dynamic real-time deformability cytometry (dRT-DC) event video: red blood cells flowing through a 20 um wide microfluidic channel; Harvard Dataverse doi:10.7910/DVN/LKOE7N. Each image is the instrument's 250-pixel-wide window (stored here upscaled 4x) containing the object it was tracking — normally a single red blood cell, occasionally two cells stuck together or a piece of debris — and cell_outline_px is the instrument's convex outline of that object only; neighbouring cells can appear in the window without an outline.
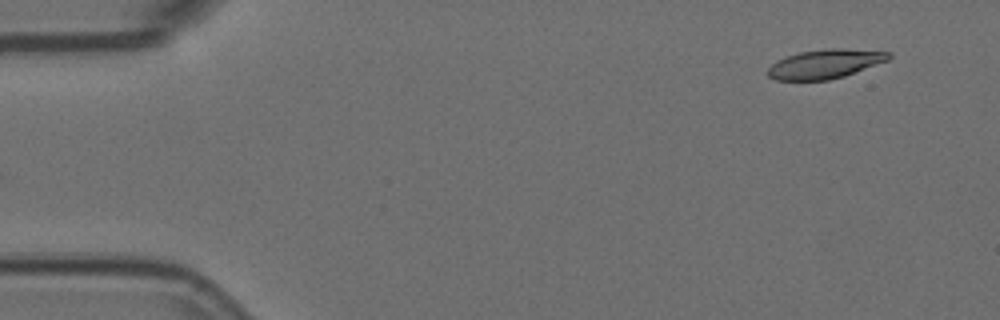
{"species": "Egyptian fruit bat (a non-hibernating species)", "species_latin": "Rousettus aegyptiacus", "temperature_condition": "room temperature", "stored_images_in_passage": 50, "camera_frame_rate_fps": 3000, "um_per_image_px": 0.085, "animal": {"sex": "female"}, "frame": {"image": 1, "passage_image": 1, "time_ms": 0.0, "image_size_px": [1000, 320], "cell_outline_px": [[892, 56], [888, 60], [844, 76], [828, 80], [776, 80], [768, 76], [768, 68], [776, 60], [800, 52], [824, 48], [840, 48], [892, 52]], "centroid_in_image_um": [70.13, 5.43], "position_along_channel_um": 14.9, "area_um2": 20.46}}
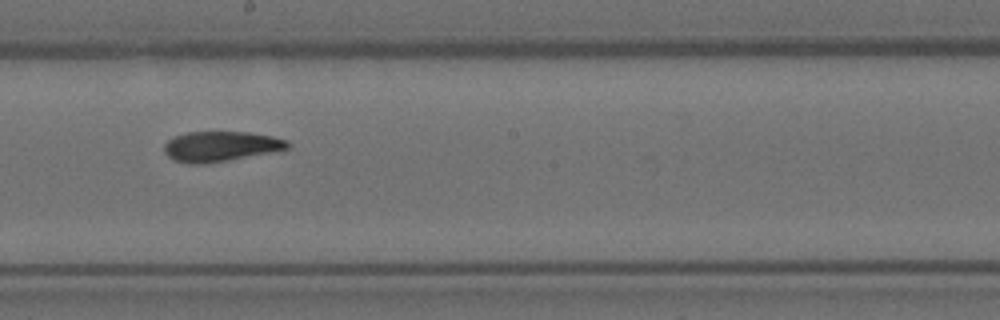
{"frame": {"image": 2, "passage_image": 28, "time_ms": 9.0, "image_size_px": [1000, 320], "cell_outline_px": [[292, 144], [288, 148], [228, 160], [204, 164], [192, 164], [172, 160], [164, 152], [164, 144], [168, 140], [176, 136], [188, 132], [248, 132], [272, 136], [288, 140]], "centroid_in_image_um": [18.73, 12.44], "position_along_channel_um": 229.5, "area_um2": 21.5}}
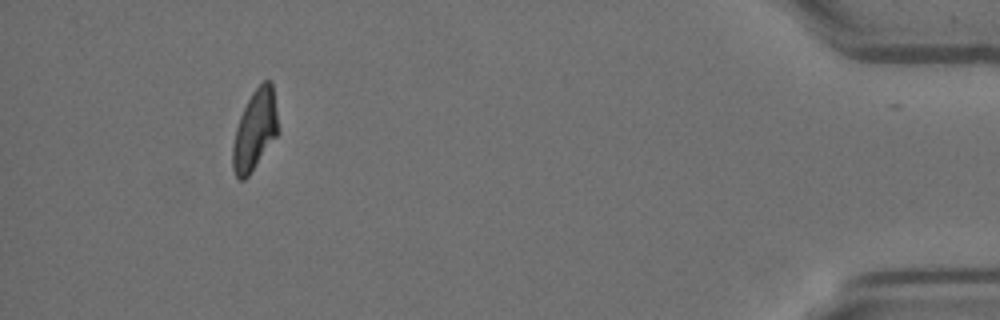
{"frame": {"image": 3, "passage_image": 49, "time_ms": 16.0, "image_size_px": [1000, 320], "cell_outline_px": [[280, 132], [248, 176], [244, 180], [240, 180], [236, 176], [232, 168], [232, 144], [236, 128], [240, 116], [252, 92], [264, 80], [272, 80], [280, 128]], "centroid_in_image_um": [21.69, 11.04], "position_along_channel_um": 413.5, "area_um2": 21.5}, "authors_computed_cell_mechanics": {"area_um2": 21.9929, "velocity_mm_per_s": 3.5866, "shape_relaxation_time_tau1_ms": 10.6021, "shape_relaxation_time_tau2_ms": 3.7642, "deformation_change_tau1": 0.2794, "deformation_change_tau2": 0.1185}}